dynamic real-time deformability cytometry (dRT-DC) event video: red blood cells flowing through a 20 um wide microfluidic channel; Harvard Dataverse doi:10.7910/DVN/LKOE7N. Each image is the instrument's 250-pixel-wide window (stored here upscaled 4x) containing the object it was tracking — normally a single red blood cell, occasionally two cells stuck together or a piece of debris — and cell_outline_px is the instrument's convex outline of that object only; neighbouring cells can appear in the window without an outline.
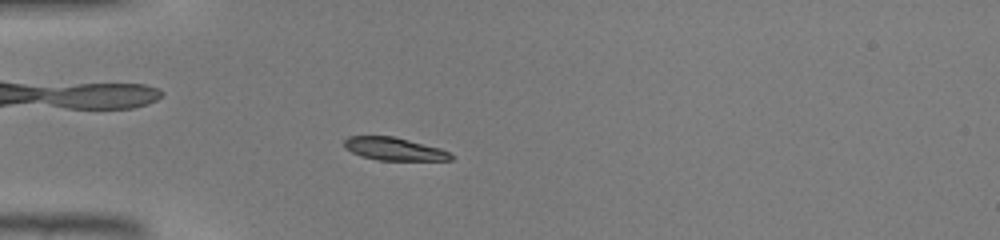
{"species": "common noctule bat (a hibernating species)", "species_latin": "Nyctalus noctula", "temperature_condition": "warm", "stored_images_in_passage": 43, "camera_frame_rate_fps": 3000, "um_per_image_px": 0.085, "animal": {"sex": "male", "body_mass_g": 19.0, "forearm_length_mm": 50.8}, "frame": {"image": 1, "passage_image": 11, "time_ms": 3.333, "image_size_px": [1000, 240], "cell_outline_px": [[456, 156], [452, 160], [376, 160], [360, 156], [344, 148], [344, 140], [348, 136], [392, 136], [440, 148]], "centroid_in_image_um": [33.48, 12.66], "position_along_channel_um": 51.5, "area_um2": 14.22}}
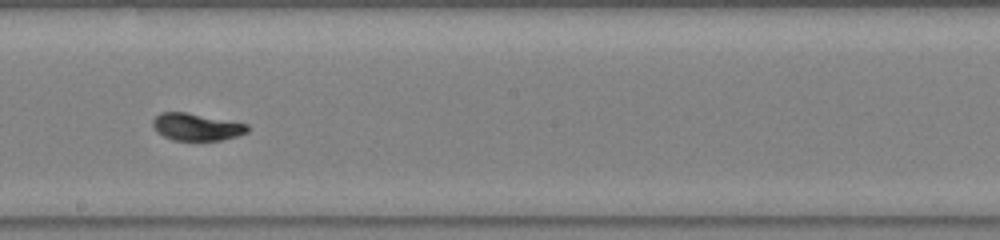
{"frame": {"image": 2, "passage_image": 24, "time_ms": 7.667, "image_size_px": [1000, 240], "cell_outline_px": [[248, 132], [236, 136], [220, 140], [172, 140], [156, 132], [152, 124], [152, 120], [160, 112], [184, 112], [248, 124]], "centroid_in_image_um": [16.66, 10.79], "position_along_channel_um": 231.5, "area_um2": 14.85}}
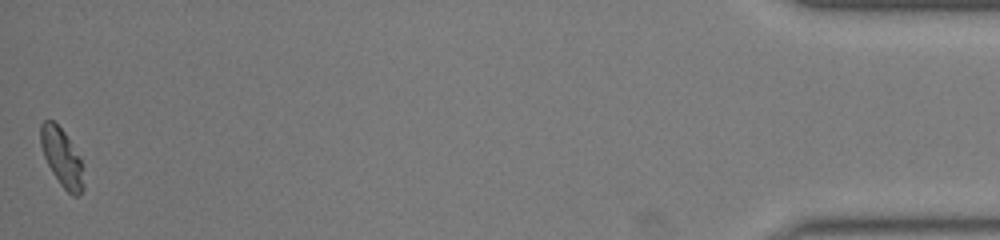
{"frame": {"image": 3, "passage_image": 43, "time_ms": 14.0, "image_size_px": [1000, 240], "cell_outline_px": [[84, 188], [80, 196], [72, 196], [60, 184], [52, 172], [44, 156], [40, 144], [40, 124], [44, 120], [52, 120], [64, 132], [80, 160], [84, 184]], "centroid_in_image_um": [5.23, 13.41], "position_along_channel_um": 430.0, "area_um2": 14.22}}